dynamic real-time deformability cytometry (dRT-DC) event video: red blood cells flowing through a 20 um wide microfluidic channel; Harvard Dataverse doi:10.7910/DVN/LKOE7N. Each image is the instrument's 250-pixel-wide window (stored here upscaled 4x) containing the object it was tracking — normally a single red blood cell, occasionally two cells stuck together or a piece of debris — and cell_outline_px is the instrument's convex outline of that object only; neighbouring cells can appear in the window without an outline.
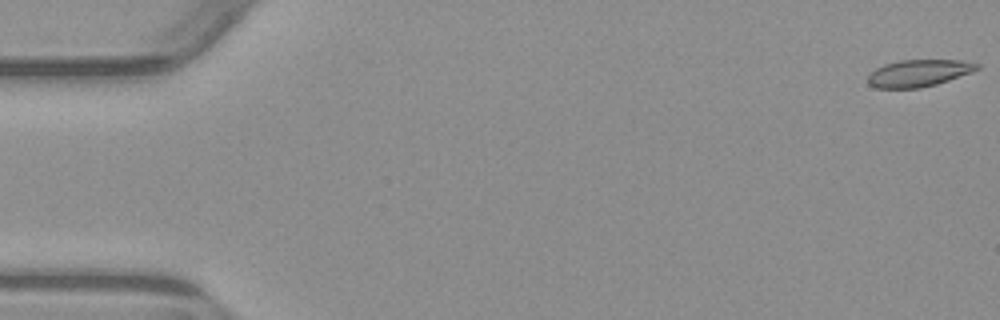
{"species": "common noctule bat (a hibernating species)", "species_latin": "Nyctalus noctula", "temperature_condition": "warm", "stored_images_in_passage": 5, "camera_frame_rate_fps": 3000, "um_per_image_px": 0.085, "animal": {"sex": "male", "body_mass_g": 23.1, "forearm_length_mm": 52.7}, "frame": {"image": 1, "passage_image": 1, "time_ms": 0.0, "image_size_px": [1000, 320], "cell_outline_px": [[980, 68], [972, 72], [936, 84], [920, 88], [876, 88], [868, 84], [868, 76], [876, 68], [884, 64], [900, 60], [960, 60], [980, 64]], "centroid_in_image_um": [78.09, 6.21], "position_along_channel_um": 6.9, "area_um2": 17.11}}
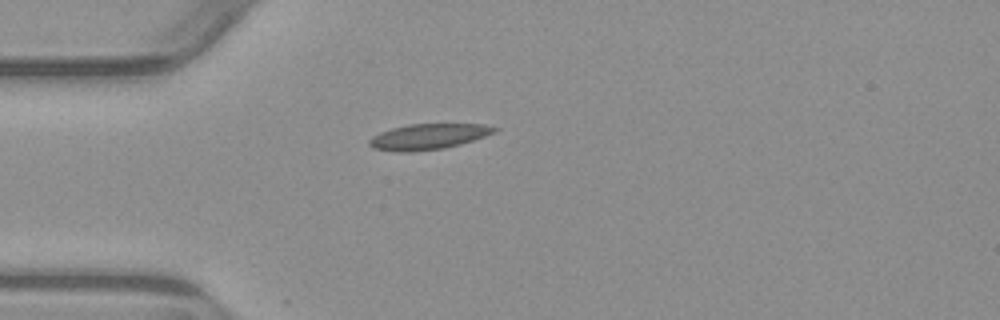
{"frame": {"image": 2, "passage_image": 5, "time_ms": 4.667, "image_size_px": [1000, 320], "cell_outline_px": [[500, 128], [496, 132], [460, 144], [444, 148], [408, 152], [396, 152], [372, 148], [368, 144], [368, 140], [372, 136], [380, 132], [392, 128], [408, 124], [484, 124]], "centroid_in_image_um": [36.38, 11.61], "position_along_channel_um": 48.6, "area_um2": 18.73}}